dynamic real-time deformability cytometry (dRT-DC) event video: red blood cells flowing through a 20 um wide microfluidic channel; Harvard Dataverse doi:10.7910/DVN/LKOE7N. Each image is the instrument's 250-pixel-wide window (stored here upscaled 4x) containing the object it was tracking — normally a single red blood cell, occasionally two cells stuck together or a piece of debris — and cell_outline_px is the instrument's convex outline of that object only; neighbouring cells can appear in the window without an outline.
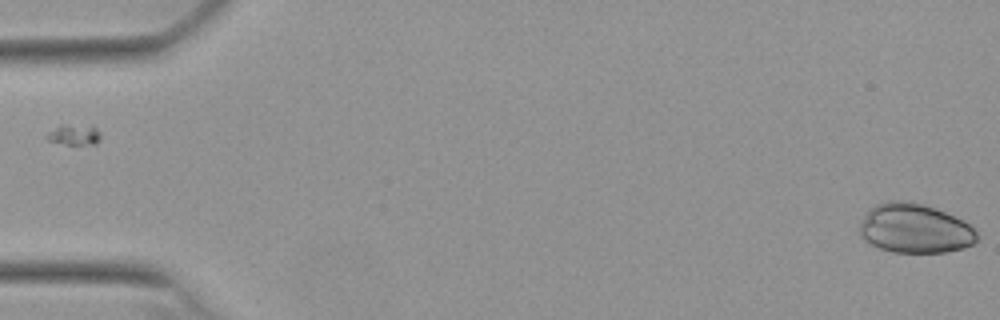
{"species": "Egyptian fruit bat (a non-hibernating species)", "species_latin": "Rousettus aegyptiacus", "temperature_condition": "warm", "stored_images_in_passage": 17, "camera_frame_rate_fps": 3000, "um_per_image_px": 0.085, "animal": {"sex": "female"}, "frame": {"image": 1, "passage_image": 1, "time_ms": 0.0, "image_size_px": [1000, 320], "cell_outline_px": [[980, 236], [972, 244], [964, 248], [944, 252], [892, 252], [880, 248], [872, 244], [860, 236], [860, 224], [868, 208], [876, 204], [888, 200], [908, 200], [924, 204], [936, 208], [964, 220]], "centroid_in_image_um": [77.75, 19.4], "position_along_channel_um": 7.2, "area_um2": 33.93}}
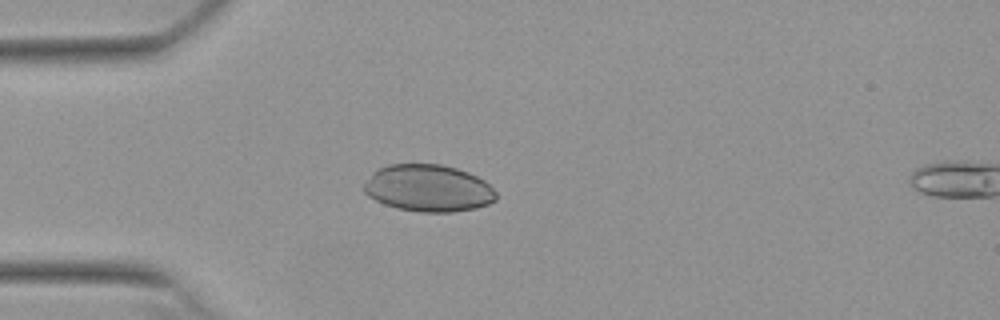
{"frame": {"image": 2, "passage_image": 15, "time_ms": 4.667, "image_size_px": [1000, 320], "cell_outline_px": [[496, 200], [488, 204], [476, 208], [452, 212], [420, 212], [396, 208], [384, 204], [368, 196], [364, 192], [364, 184], [372, 172], [388, 164], [440, 164], [456, 168], [468, 172], [484, 180], [496, 192]], "centroid_in_image_um": [36.4, 16.0], "position_along_channel_um": 48.6, "area_um2": 36.24}}